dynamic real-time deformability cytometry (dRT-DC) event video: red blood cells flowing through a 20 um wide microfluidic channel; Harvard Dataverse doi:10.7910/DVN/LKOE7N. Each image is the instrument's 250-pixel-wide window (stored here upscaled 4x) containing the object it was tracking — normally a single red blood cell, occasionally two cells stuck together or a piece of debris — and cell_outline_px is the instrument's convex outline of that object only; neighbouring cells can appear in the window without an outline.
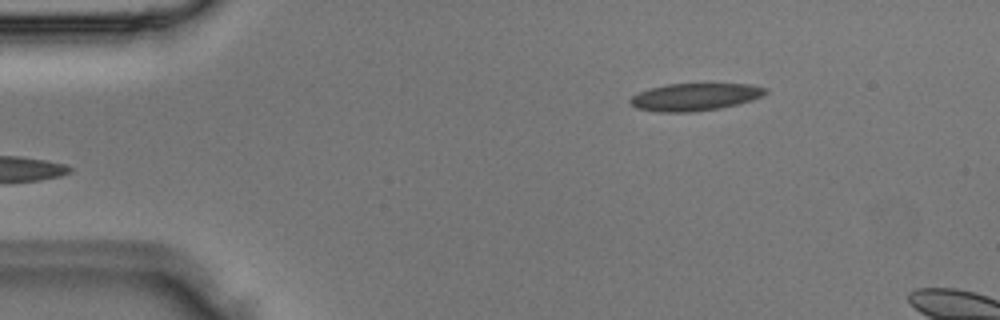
{"species": "Egyptian fruit bat (a non-hibernating species)", "species_latin": "Rousettus aegyptiacus", "temperature_condition": "room temperature", "stored_images_in_passage": 2, "camera_frame_rate_fps": 3000, "um_per_image_px": 0.085, "animal": {"sex": "male"}, "frame": {"image": 1, "passage_image": 2, "time_ms": 0.333, "image_size_px": [1000, 320], "cell_outline_px": [[768, 92], [752, 100], [720, 108], [692, 112], [660, 112], [636, 108], [628, 100], [632, 96], [640, 92], [652, 88], [668, 84], [752, 84], [768, 88]], "centroid_in_image_um": [59.09, 8.24], "position_along_channel_um": 25.9, "area_um2": 21.44}}